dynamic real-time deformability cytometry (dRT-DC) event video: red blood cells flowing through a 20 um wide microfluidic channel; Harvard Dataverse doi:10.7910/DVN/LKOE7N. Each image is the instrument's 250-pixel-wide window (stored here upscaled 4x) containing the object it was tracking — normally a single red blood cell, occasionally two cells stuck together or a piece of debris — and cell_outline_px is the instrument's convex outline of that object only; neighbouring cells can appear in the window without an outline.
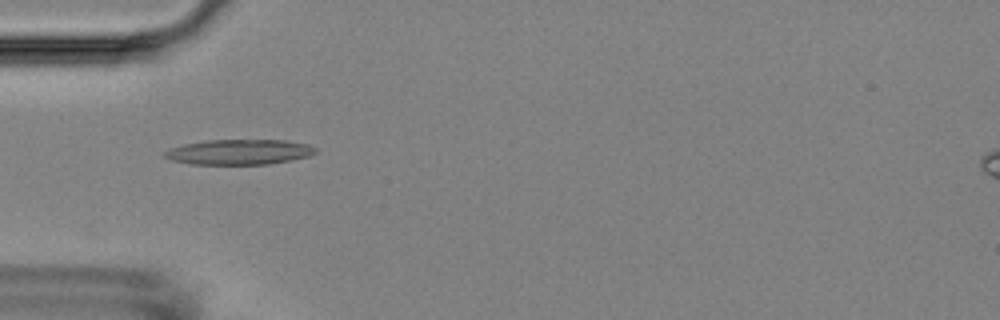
{"species": "Egyptian fruit bat (a non-hibernating species)", "species_latin": "Rousettus aegyptiacus", "temperature_condition": "room temperature", "stored_images_in_passage": 56, "camera_frame_rate_fps": 3000, "um_per_image_px": 0.085, "animal": {"sex": "female"}, "frame": {"image": 1, "passage_image": 18, "time_ms": 5.667, "image_size_px": [1000, 320], "cell_outline_px": [[316, 152], [308, 156], [292, 160], [268, 164], [192, 164], [172, 160], [164, 156], [164, 152], [168, 148], [184, 144], [208, 140], [288, 140], [308, 144], [316, 148]], "centroid_in_image_um": [20.34, 12.91], "position_along_channel_um": 64.7, "area_um2": 22.14}}
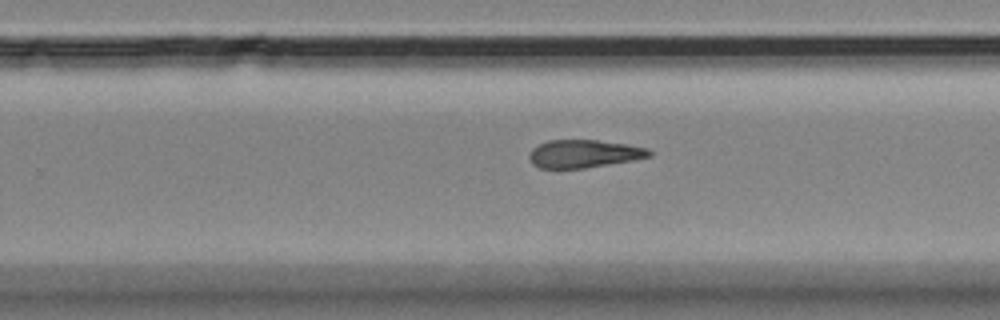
{"frame": {"image": 2, "passage_image": 36, "time_ms": 11.667, "image_size_px": [1000, 320], "cell_outline_px": [[652, 156], [632, 160], [584, 168], [540, 168], [532, 164], [528, 156], [532, 148], [536, 144], [548, 140], [596, 140], [628, 144], [648, 148], [652, 152]], "centroid_in_image_um": [49.61, 13.06], "position_along_channel_um": 280.2, "area_um2": 19.59}}
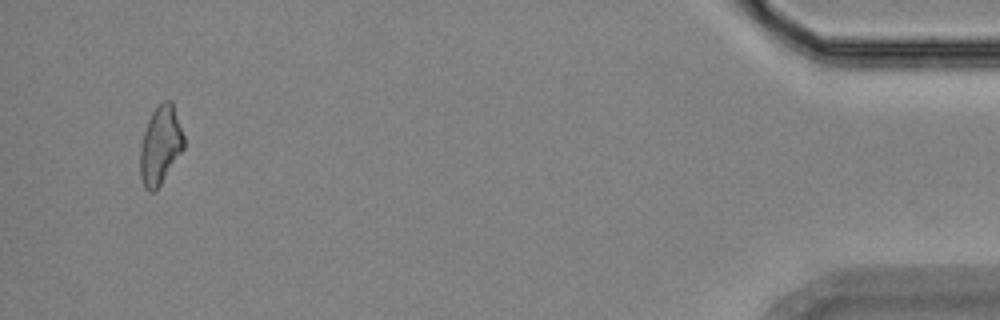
{"frame": {"image": 3, "passage_image": 54, "time_ms": 17.667, "image_size_px": [1000, 320], "cell_outline_px": [[184, 148], [156, 192], [148, 192], [144, 188], [140, 176], [140, 148], [144, 132], [148, 120], [152, 112], [164, 100], [172, 100], [184, 136]], "centroid_in_image_um": [13.63, 12.38], "position_along_channel_um": 421.6, "area_um2": 20.0}, "authors_computed_cell_mechanics": {"area_um2": 20.3745, "velocity_mm_per_s": 3.5939, "shape_relaxation_time_tau1_ms": null, "shape_relaxation_time_tau2_ms": 6.3767, "deformation_change_tau1": null, "deformation_change_tau2": 0.179}}